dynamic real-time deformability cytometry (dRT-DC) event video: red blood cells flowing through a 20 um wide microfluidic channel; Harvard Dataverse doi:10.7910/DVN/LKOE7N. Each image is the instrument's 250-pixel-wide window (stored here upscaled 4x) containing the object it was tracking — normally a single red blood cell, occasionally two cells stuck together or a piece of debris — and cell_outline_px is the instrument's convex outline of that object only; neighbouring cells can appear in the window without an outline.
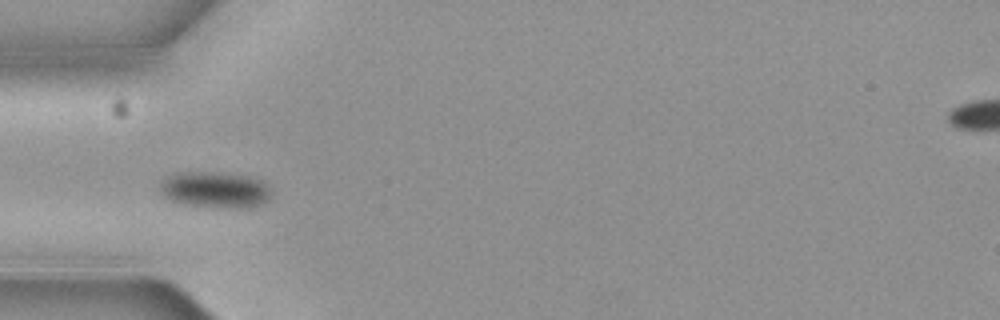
{"species": "common noctule bat (a hibernating species)", "species_latin": "Nyctalus noctula", "temperature_condition": "cold", "stored_images_in_passage": 5, "camera_frame_rate_fps": 3000, "um_per_image_px": 0.085, "animal": {"sex": "female", "body_mass_g": 19.3, "forearm_length_mm": 54.1}, "frame": {"image": 1, "passage_image": 5, "time_ms": 1.333, "image_size_px": [1000, 320], "cell_outline_px": [[272, 196], [268, 200], [260, 204], [192, 204], [172, 200], [164, 196], [160, 192], [160, 180], [176, 172], [220, 172], [248, 176], [264, 180], [272, 188]], "centroid_in_image_um": [18.28, 16.03], "position_along_channel_um": 66.7, "area_um2": 22.43}}